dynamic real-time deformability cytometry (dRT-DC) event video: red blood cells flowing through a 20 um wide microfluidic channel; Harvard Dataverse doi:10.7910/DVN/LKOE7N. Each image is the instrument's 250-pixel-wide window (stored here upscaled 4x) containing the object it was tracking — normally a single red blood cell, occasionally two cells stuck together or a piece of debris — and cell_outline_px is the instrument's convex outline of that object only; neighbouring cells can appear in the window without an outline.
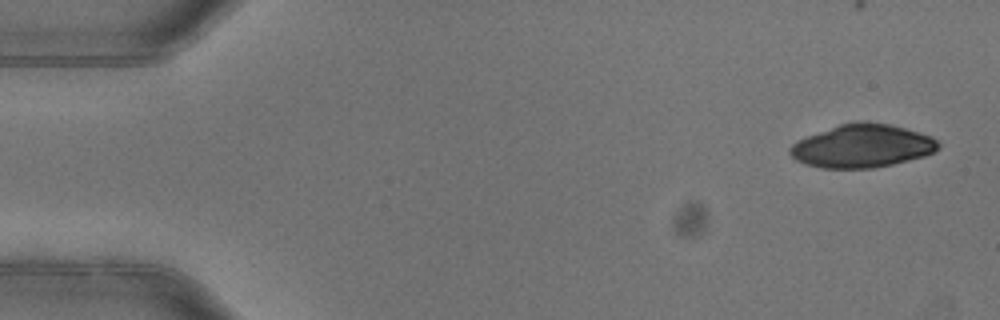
{"species": "common noctule bat (a hibernating species)", "species_latin": "Nyctalus noctula", "temperature_condition": "warm", "stored_images_in_passage": 3, "camera_frame_rate_fps": 3000, "um_per_image_px": 0.085, "animal": {"sex": "female"}, "frame": {"image": 1, "passage_image": 1, "time_ms": 0.0, "image_size_px": [1000, 320], "cell_outline_px": [[940, 148], [936, 152], [924, 156], [892, 164], [872, 168], [820, 168], [796, 160], [788, 152], [788, 148], [796, 140], [840, 124], [888, 124], [904, 128], [932, 136], [940, 144]], "centroid_in_image_um": [73.29, 12.44], "position_along_channel_um": 11.7, "area_um2": 36.59}}